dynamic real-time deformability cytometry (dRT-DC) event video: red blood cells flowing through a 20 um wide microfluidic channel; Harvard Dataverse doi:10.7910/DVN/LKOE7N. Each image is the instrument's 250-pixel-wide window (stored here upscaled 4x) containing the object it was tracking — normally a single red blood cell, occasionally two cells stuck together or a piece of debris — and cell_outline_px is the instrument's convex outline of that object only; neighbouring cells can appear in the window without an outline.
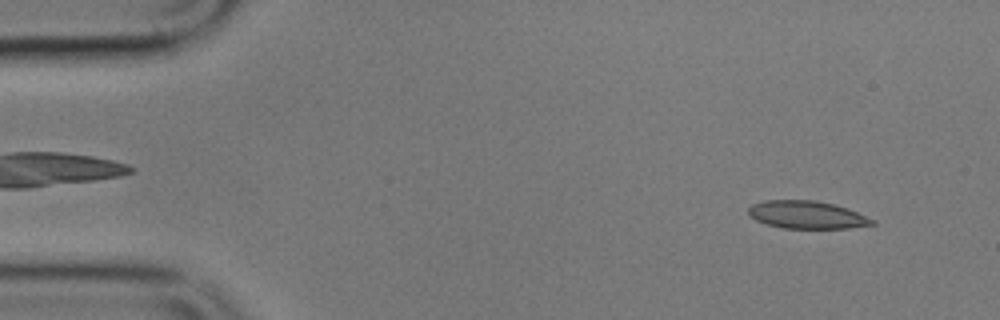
{"species": "common noctule bat (a hibernating species)", "species_latin": "Nyctalus noctula", "temperature_condition": "cold", "stored_images_in_passage": 4, "segment_of_instrument_passage": [2, 2], "camera_frame_rate_fps": 3000, "um_per_image_px": 0.085, "animal": {"sex": "male", "body_mass_g": 17.9}, "frame": {"image": 1, "passage_image": 4, "time_ms": 4.0, "image_size_px": [1000, 320], "cell_outline_px": [[876, 224], [848, 228], [784, 228], [768, 224], [756, 220], [748, 216], [748, 208], [752, 204], [764, 200], [816, 200], [848, 208], [876, 220]], "centroid_in_image_um": [68.59, 18.25], "position_along_channel_um": 16.4, "area_um2": 20.06}}